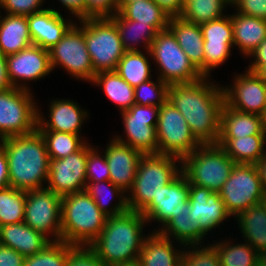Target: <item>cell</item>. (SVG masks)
<instances>
[{
    "mask_svg": "<svg viewBox=\"0 0 266 266\" xmlns=\"http://www.w3.org/2000/svg\"><path fill=\"white\" fill-rule=\"evenodd\" d=\"M203 77L193 83L172 84L168 101L184 116L192 134L201 144H216L220 135L222 86Z\"/></svg>",
    "mask_w": 266,
    "mask_h": 266,
    "instance_id": "obj_1",
    "label": "cell"
},
{
    "mask_svg": "<svg viewBox=\"0 0 266 266\" xmlns=\"http://www.w3.org/2000/svg\"><path fill=\"white\" fill-rule=\"evenodd\" d=\"M0 145L8 159L10 186L23 191L46 186L50 158L44 138L37 129L27 135L1 139Z\"/></svg>",
    "mask_w": 266,
    "mask_h": 266,
    "instance_id": "obj_2",
    "label": "cell"
},
{
    "mask_svg": "<svg viewBox=\"0 0 266 266\" xmlns=\"http://www.w3.org/2000/svg\"><path fill=\"white\" fill-rule=\"evenodd\" d=\"M147 223L141 212H126L107 218L100 235L89 245L107 266L138 261L148 234H143Z\"/></svg>",
    "mask_w": 266,
    "mask_h": 266,
    "instance_id": "obj_3",
    "label": "cell"
},
{
    "mask_svg": "<svg viewBox=\"0 0 266 266\" xmlns=\"http://www.w3.org/2000/svg\"><path fill=\"white\" fill-rule=\"evenodd\" d=\"M107 218L85 190L65 195L61 201V241L89 246Z\"/></svg>",
    "mask_w": 266,
    "mask_h": 266,
    "instance_id": "obj_4",
    "label": "cell"
},
{
    "mask_svg": "<svg viewBox=\"0 0 266 266\" xmlns=\"http://www.w3.org/2000/svg\"><path fill=\"white\" fill-rule=\"evenodd\" d=\"M180 172V158L159 153L143 154L133 185L126 194L128 210L141 212Z\"/></svg>",
    "mask_w": 266,
    "mask_h": 266,
    "instance_id": "obj_5",
    "label": "cell"
},
{
    "mask_svg": "<svg viewBox=\"0 0 266 266\" xmlns=\"http://www.w3.org/2000/svg\"><path fill=\"white\" fill-rule=\"evenodd\" d=\"M236 163L216 144H201L181 160L188 183L219 192Z\"/></svg>",
    "mask_w": 266,
    "mask_h": 266,
    "instance_id": "obj_6",
    "label": "cell"
},
{
    "mask_svg": "<svg viewBox=\"0 0 266 266\" xmlns=\"http://www.w3.org/2000/svg\"><path fill=\"white\" fill-rule=\"evenodd\" d=\"M150 53L153 63H156L159 70L157 77L168 85L193 83L203 78L178 45L175 35L169 28L157 32Z\"/></svg>",
    "mask_w": 266,
    "mask_h": 266,
    "instance_id": "obj_7",
    "label": "cell"
},
{
    "mask_svg": "<svg viewBox=\"0 0 266 266\" xmlns=\"http://www.w3.org/2000/svg\"><path fill=\"white\" fill-rule=\"evenodd\" d=\"M84 39L96 73L115 71L126 50L110 18L84 19Z\"/></svg>",
    "mask_w": 266,
    "mask_h": 266,
    "instance_id": "obj_8",
    "label": "cell"
},
{
    "mask_svg": "<svg viewBox=\"0 0 266 266\" xmlns=\"http://www.w3.org/2000/svg\"><path fill=\"white\" fill-rule=\"evenodd\" d=\"M31 90L11 87L0 91V140L37 129V101Z\"/></svg>",
    "mask_w": 266,
    "mask_h": 266,
    "instance_id": "obj_9",
    "label": "cell"
},
{
    "mask_svg": "<svg viewBox=\"0 0 266 266\" xmlns=\"http://www.w3.org/2000/svg\"><path fill=\"white\" fill-rule=\"evenodd\" d=\"M78 21L80 27L76 20L62 39L48 50L50 64L52 71L60 65L73 78L91 83L96 72L84 39V19Z\"/></svg>",
    "mask_w": 266,
    "mask_h": 266,
    "instance_id": "obj_10",
    "label": "cell"
},
{
    "mask_svg": "<svg viewBox=\"0 0 266 266\" xmlns=\"http://www.w3.org/2000/svg\"><path fill=\"white\" fill-rule=\"evenodd\" d=\"M219 195L233 218L249 207L260 204L264 190L256 164L236 163Z\"/></svg>",
    "mask_w": 266,
    "mask_h": 266,
    "instance_id": "obj_11",
    "label": "cell"
},
{
    "mask_svg": "<svg viewBox=\"0 0 266 266\" xmlns=\"http://www.w3.org/2000/svg\"><path fill=\"white\" fill-rule=\"evenodd\" d=\"M156 132L159 154L182 160L201 145L184 116L168 100L159 107Z\"/></svg>",
    "mask_w": 266,
    "mask_h": 266,
    "instance_id": "obj_12",
    "label": "cell"
},
{
    "mask_svg": "<svg viewBox=\"0 0 266 266\" xmlns=\"http://www.w3.org/2000/svg\"><path fill=\"white\" fill-rule=\"evenodd\" d=\"M61 201L46 187L26 191L24 223L51 242L61 241Z\"/></svg>",
    "mask_w": 266,
    "mask_h": 266,
    "instance_id": "obj_13",
    "label": "cell"
},
{
    "mask_svg": "<svg viewBox=\"0 0 266 266\" xmlns=\"http://www.w3.org/2000/svg\"><path fill=\"white\" fill-rule=\"evenodd\" d=\"M125 131L122 136L114 135V139L142 154H157L158 139L156 127L158 123L159 107L134 104L128 110L120 112Z\"/></svg>",
    "mask_w": 266,
    "mask_h": 266,
    "instance_id": "obj_14",
    "label": "cell"
},
{
    "mask_svg": "<svg viewBox=\"0 0 266 266\" xmlns=\"http://www.w3.org/2000/svg\"><path fill=\"white\" fill-rule=\"evenodd\" d=\"M88 141L76 152L62 159H49L46 188L61 197L86 188Z\"/></svg>",
    "mask_w": 266,
    "mask_h": 266,
    "instance_id": "obj_15",
    "label": "cell"
},
{
    "mask_svg": "<svg viewBox=\"0 0 266 266\" xmlns=\"http://www.w3.org/2000/svg\"><path fill=\"white\" fill-rule=\"evenodd\" d=\"M189 183L182 171L167 185L162 187L157 197L141 211L148 222H159V231L172 217L180 212H189Z\"/></svg>",
    "mask_w": 266,
    "mask_h": 266,
    "instance_id": "obj_16",
    "label": "cell"
},
{
    "mask_svg": "<svg viewBox=\"0 0 266 266\" xmlns=\"http://www.w3.org/2000/svg\"><path fill=\"white\" fill-rule=\"evenodd\" d=\"M235 75L230 86H223L224 103L233 109L264 116L266 106V84L254 73L244 71Z\"/></svg>",
    "mask_w": 266,
    "mask_h": 266,
    "instance_id": "obj_17",
    "label": "cell"
},
{
    "mask_svg": "<svg viewBox=\"0 0 266 266\" xmlns=\"http://www.w3.org/2000/svg\"><path fill=\"white\" fill-rule=\"evenodd\" d=\"M200 27L204 39L203 77H210L212 69L223 65L234 48L231 16L226 14Z\"/></svg>",
    "mask_w": 266,
    "mask_h": 266,
    "instance_id": "obj_18",
    "label": "cell"
},
{
    "mask_svg": "<svg viewBox=\"0 0 266 266\" xmlns=\"http://www.w3.org/2000/svg\"><path fill=\"white\" fill-rule=\"evenodd\" d=\"M6 61L11 85L19 89L30 90L29 81L43 79L52 72L49 51L33 44L6 56Z\"/></svg>",
    "mask_w": 266,
    "mask_h": 266,
    "instance_id": "obj_19",
    "label": "cell"
},
{
    "mask_svg": "<svg viewBox=\"0 0 266 266\" xmlns=\"http://www.w3.org/2000/svg\"><path fill=\"white\" fill-rule=\"evenodd\" d=\"M49 105V120L37 108V130L56 131L81 135L84 121L88 119V111L79 103L70 99H52ZM87 118V119H86Z\"/></svg>",
    "mask_w": 266,
    "mask_h": 266,
    "instance_id": "obj_20",
    "label": "cell"
},
{
    "mask_svg": "<svg viewBox=\"0 0 266 266\" xmlns=\"http://www.w3.org/2000/svg\"><path fill=\"white\" fill-rule=\"evenodd\" d=\"M190 213L194 219H198L201 228L207 233L212 232L224 221L232 216L228 212L225 203L220 198L219 192H212L209 188H203L189 183Z\"/></svg>",
    "mask_w": 266,
    "mask_h": 266,
    "instance_id": "obj_21",
    "label": "cell"
},
{
    "mask_svg": "<svg viewBox=\"0 0 266 266\" xmlns=\"http://www.w3.org/2000/svg\"><path fill=\"white\" fill-rule=\"evenodd\" d=\"M105 149L103 152L109 167L110 181L127 194L133 185L139 159L143 154L113 137Z\"/></svg>",
    "mask_w": 266,
    "mask_h": 266,
    "instance_id": "obj_22",
    "label": "cell"
},
{
    "mask_svg": "<svg viewBox=\"0 0 266 266\" xmlns=\"http://www.w3.org/2000/svg\"><path fill=\"white\" fill-rule=\"evenodd\" d=\"M27 20L32 44L45 50L57 44L75 23L74 20L64 19L62 13L54 8L31 14Z\"/></svg>",
    "mask_w": 266,
    "mask_h": 266,
    "instance_id": "obj_23",
    "label": "cell"
},
{
    "mask_svg": "<svg viewBox=\"0 0 266 266\" xmlns=\"http://www.w3.org/2000/svg\"><path fill=\"white\" fill-rule=\"evenodd\" d=\"M51 241L24 222L0 226V245L27 257L39 253Z\"/></svg>",
    "mask_w": 266,
    "mask_h": 266,
    "instance_id": "obj_24",
    "label": "cell"
},
{
    "mask_svg": "<svg viewBox=\"0 0 266 266\" xmlns=\"http://www.w3.org/2000/svg\"><path fill=\"white\" fill-rule=\"evenodd\" d=\"M251 135H266L264 117L230 108L224 103L221 110L219 138H240Z\"/></svg>",
    "mask_w": 266,
    "mask_h": 266,
    "instance_id": "obj_25",
    "label": "cell"
},
{
    "mask_svg": "<svg viewBox=\"0 0 266 266\" xmlns=\"http://www.w3.org/2000/svg\"><path fill=\"white\" fill-rule=\"evenodd\" d=\"M172 239L152 231L145 239L139 253L141 266H180L184 249H176Z\"/></svg>",
    "mask_w": 266,
    "mask_h": 266,
    "instance_id": "obj_26",
    "label": "cell"
},
{
    "mask_svg": "<svg viewBox=\"0 0 266 266\" xmlns=\"http://www.w3.org/2000/svg\"><path fill=\"white\" fill-rule=\"evenodd\" d=\"M168 28L175 35L178 45L188 56L189 61L203 75L204 39L200 25L177 16L170 17Z\"/></svg>",
    "mask_w": 266,
    "mask_h": 266,
    "instance_id": "obj_27",
    "label": "cell"
},
{
    "mask_svg": "<svg viewBox=\"0 0 266 266\" xmlns=\"http://www.w3.org/2000/svg\"><path fill=\"white\" fill-rule=\"evenodd\" d=\"M231 16L234 45L248 56L266 38V20L236 12Z\"/></svg>",
    "mask_w": 266,
    "mask_h": 266,
    "instance_id": "obj_28",
    "label": "cell"
},
{
    "mask_svg": "<svg viewBox=\"0 0 266 266\" xmlns=\"http://www.w3.org/2000/svg\"><path fill=\"white\" fill-rule=\"evenodd\" d=\"M0 10V52L4 56L18 53L32 45L27 16L4 17Z\"/></svg>",
    "mask_w": 266,
    "mask_h": 266,
    "instance_id": "obj_29",
    "label": "cell"
},
{
    "mask_svg": "<svg viewBox=\"0 0 266 266\" xmlns=\"http://www.w3.org/2000/svg\"><path fill=\"white\" fill-rule=\"evenodd\" d=\"M242 238L266 258V210L262 203L249 207L235 217Z\"/></svg>",
    "mask_w": 266,
    "mask_h": 266,
    "instance_id": "obj_30",
    "label": "cell"
},
{
    "mask_svg": "<svg viewBox=\"0 0 266 266\" xmlns=\"http://www.w3.org/2000/svg\"><path fill=\"white\" fill-rule=\"evenodd\" d=\"M190 212H180L172 217L159 233L177 242L181 249L187 245H201L208 235L200 226L198 219L189 216ZM180 243V244H179ZM183 247V248H182Z\"/></svg>",
    "mask_w": 266,
    "mask_h": 266,
    "instance_id": "obj_31",
    "label": "cell"
},
{
    "mask_svg": "<svg viewBox=\"0 0 266 266\" xmlns=\"http://www.w3.org/2000/svg\"><path fill=\"white\" fill-rule=\"evenodd\" d=\"M217 144L235 163L256 164L266 154V135L219 138Z\"/></svg>",
    "mask_w": 266,
    "mask_h": 266,
    "instance_id": "obj_32",
    "label": "cell"
},
{
    "mask_svg": "<svg viewBox=\"0 0 266 266\" xmlns=\"http://www.w3.org/2000/svg\"><path fill=\"white\" fill-rule=\"evenodd\" d=\"M110 19L115 23L126 51H140L138 48L141 45L142 48L144 47L146 49L144 51L150 50L157 32L149 24L125 19L119 12L114 14Z\"/></svg>",
    "mask_w": 266,
    "mask_h": 266,
    "instance_id": "obj_33",
    "label": "cell"
},
{
    "mask_svg": "<svg viewBox=\"0 0 266 266\" xmlns=\"http://www.w3.org/2000/svg\"><path fill=\"white\" fill-rule=\"evenodd\" d=\"M92 84L100 86L106 97L115 103L120 112L135 104L134 87L126 82L116 71H101L95 74Z\"/></svg>",
    "mask_w": 266,
    "mask_h": 266,
    "instance_id": "obj_34",
    "label": "cell"
},
{
    "mask_svg": "<svg viewBox=\"0 0 266 266\" xmlns=\"http://www.w3.org/2000/svg\"><path fill=\"white\" fill-rule=\"evenodd\" d=\"M125 19L149 24L156 32L168 28L170 16L154 0H138L118 11Z\"/></svg>",
    "mask_w": 266,
    "mask_h": 266,
    "instance_id": "obj_35",
    "label": "cell"
},
{
    "mask_svg": "<svg viewBox=\"0 0 266 266\" xmlns=\"http://www.w3.org/2000/svg\"><path fill=\"white\" fill-rule=\"evenodd\" d=\"M85 191L94 200L98 208L108 217L120 215L128 210L126 193L110 180L97 183H86ZM114 197H116L115 202L117 203L112 206L109 202H112L111 200L112 198L114 199Z\"/></svg>",
    "mask_w": 266,
    "mask_h": 266,
    "instance_id": "obj_36",
    "label": "cell"
},
{
    "mask_svg": "<svg viewBox=\"0 0 266 266\" xmlns=\"http://www.w3.org/2000/svg\"><path fill=\"white\" fill-rule=\"evenodd\" d=\"M146 53L144 51H126L117 64L115 71L134 88L152 79L150 50H147Z\"/></svg>",
    "mask_w": 266,
    "mask_h": 266,
    "instance_id": "obj_37",
    "label": "cell"
},
{
    "mask_svg": "<svg viewBox=\"0 0 266 266\" xmlns=\"http://www.w3.org/2000/svg\"><path fill=\"white\" fill-rule=\"evenodd\" d=\"M215 242L211 244L218 253L221 266H254L263 259L246 241L243 244H232V240Z\"/></svg>",
    "mask_w": 266,
    "mask_h": 266,
    "instance_id": "obj_38",
    "label": "cell"
},
{
    "mask_svg": "<svg viewBox=\"0 0 266 266\" xmlns=\"http://www.w3.org/2000/svg\"><path fill=\"white\" fill-rule=\"evenodd\" d=\"M231 0H184L180 17L188 22L202 25L226 15L225 8Z\"/></svg>",
    "mask_w": 266,
    "mask_h": 266,
    "instance_id": "obj_39",
    "label": "cell"
},
{
    "mask_svg": "<svg viewBox=\"0 0 266 266\" xmlns=\"http://www.w3.org/2000/svg\"><path fill=\"white\" fill-rule=\"evenodd\" d=\"M44 138L49 158L62 159L78 151L85 143V137L78 134L39 131Z\"/></svg>",
    "mask_w": 266,
    "mask_h": 266,
    "instance_id": "obj_40",
    "label": "cell"
},
{
    "mask_svg": "<svg viewBox=\"0 0 266 266\" xmlns=\"http://www.w3.org/2000/svg\"><path fill=\"white\" fill-rule=\"evenodd\" d=\"M26 191L12 186L0 189V226L24 222Z\"/></svg>",
    "mask_w": 266,
    "mask_h": 266,
    "instance_id": "obj_41",
    "label": "cell"
},
{
    "mask_svg": "<svg viewBox=\"0 0 266 266\" xmlns=\"http://www.w3.org/2000/svg\"><path fill=\"white\" fill-rule=\"evenodd\" d=\"M73 246L64 241L51 242L39 253L27 256L24 266H66L69 250Z\"/></svg>",
    "mask_w": 266,
    "mask_h": 266,
    "instance_id": "obj_42",
    "label": "cell"
},
{
    "mask_svg": "<svg viewBox=\"0 0 266 266\" xmlns=\"http://www.w3.org/2000/svg\"><path fill=\"white\" fill-rule=\"evenodd\" d=\"M169 85L157 77L150 79L134 88L135 104L160 107L168 99Z\"/></svg>",
    "mask_w": 266,
    "mask_h": 266,
    "instance_id": "obj_43",
    "label": "cell"
},
{
    "mask_svg": "<svg viewBox=\"0 0 266 266\" xmlns=\"http://www.w3.org/2000/svg\"><path fill=\"white\" fill-rule=\"evenodd\" d=\"M180 266H221L218 253L211 244L184 246Z\"/></svg>",
    "mask_w": 266,
    "mask_h": 266,
    "instance_id": "obj_44",
    "label": "cell"
},
{
    "mask_svg": "<svg viewBox=\"0 0 266 266\" xmlns=\"http://www.w3.org/2000/svg\"><path fill=\"white\" fill-rule=\"evenodd\" d=\"M101 152L98 146L88 143V156L86 163V180L87 183H97L110 180L109 167L105 154Z\"/></svg>",
    "mask_w": 266,
    "mask_h": 266,
    "instance_id": "obj_45",
    "label": "cell"
},
{
    "mask_svg": "<svg viewBox=\"0 0 266 266\" xmlns=\"http://www.w3.org/2000/svg\"><path fill=\"white\" fill-rule=\"evenodd\" d=\"M43 3L44 0H0V9L9 15L29 16L47 9Z\"/></svg>",
    "mask_w": 266,
    "mask_h": 266,
    "instance_id": "obj_46",
    "label": "cell"
},
{
    "mask_svg": "<svg viewBox=\"0 0 266 266\" xmlns=\"http://www.w3.org/2000/svg\"><path fill=\"white\" fill-rule=\"evenodd\" d=\"M66 266H107L90 246L74 245L68 253Z\"/></svg>",
    "mask_w": 266,
    "mask_h": 266,
    "instance_id": "obj_47",
    "label": "cell"
},
{
    "mask_svg": "<svg viewBox=\"0 0 266 266\" xmlns=\"http://www.w3.org/2000/svg\"><path fill=\"white\" fill-rule=\"evenodd\" d=\"M117 12L116 0H85V19L111 18Z\"/></svg>",
    "mask_w": 266,
    "mask_h": 266,
    "instance_id": "obj_48",
    "label": "cell"
},
{
    "mask_svg": "<svg viewBox=\"0 0 266 266\" xmlns=\"http://www.w3.org/2000/svg\"><path fill=\"white\" fill-rule=\"evenodd\" d=\"M236 12L266 20V0H231Z\"/></svg>",
    "mask_w": 266,
    "mask_h": 266,
    "instance_id": "obj_49",
    "label": "cell"
},
{
    "mask_svg": "<svg viewBox=\"0 0 266 266\" xmlns=\"http://www.w3.org/2000/svg\"><path fill=\"white\" fill-rule=\"evenodd\" d=\"M25 258L14 249L0 245V266H24Z\"/></svg>",
    "mask_w": 266,
    "mask_h": 266,
    "instance_id": "obj_50",
    "label": "cell"
},
{
    "mask_svg": "<svg viewBox=\"0 0 266 266\" xmlns=\"http://www.w3.org/2000/svg\"><path fill=\"white\" fill-rule=\"evenodd\" d=\"M248 57L253 58V61L246 68L248 71L255 73L261 66L266 65V38Z\"/></svg>",
    "mask_w": 266,
    "mask_h": 266,
    "instance_id": "obj_51",
    "label": "cell"
},
{
    "mask_svg": "<svg viewBox=\"0 0 266 266\" xmlns=\"http://www.w3.org/2000/svg\"><path fill=\"white\" fill-rule=\"evenodd\" d=\"M66 9H68L69 15L76 17L75 19H85V0H59Z\"/></svg>",
    "mask_w": 266,
    "mask_h": 266,
    "instance_id": "obj_52",
    "label": "cell"
},
{
    "mask_svg": "<svg viewBox=\"0 0 266 266\" xmlns=\"http://www.w3.org/2000/svg\"><path fill=\"white\" fill-rule=\"evenodd\" d=\"M170 17L180 16L184 0H154Z\"/></svg>",
    "mask_w": 266,
    "mask_h": 266,
    "instance_id": "obj_53",
    "label": "cell"
},
{
    "mask_svg": "<svg viewBox=\"0 0 266 266\" xmlns=\"http://www.w3.org/2000/svg\"><path fill=\"white\" fill-rule=\"evenodd\" d=\"M10 186L8 159L4 148L0 145V189Z\"/></svg>",
    "mask_w": 266,
    "mask_h": 266,
    "instance_id": "obj_54",
    "label": "cell"
},
{
    "mask_svg": "<svg viewBox=\"0 0 266 266\" xmlns=\"http://www.w3.org/2000/svg\"><path fill=\"white\" fill-rule=\"evenodd\" d=\"M13 87L8 77L6 56L0 52V91Z\"/></svg>",
    "mask_w": 266,
    "mask_h": 266,
    "instance_id": "obj_55",
    "label": "cell"
},
{
    "mask_svg": "<svg viewBox=\"0 0 266 266\" xmlns=\"http://www.w3.org/2000/svg\"><path fill=\"white\" fill-rule=\"evenodd\" d=\"M258 169L261 184L264 192H266V154L256 163Z\"/></svg>",
    "mask_w": 266,
    "mask_h": 266,
    "instance_id": "obj_56",
    "label": "cell"
},
{
    "mask_svg": "<svg viewBox=\"0 0 266 266\" xmlns=\"http://www.w3.org/2000/svg\"><path fill=\"white\" fill-rule=\"evenodd\" d=\"M255 74L266 84V65L261 66Z\"/></svg>",
    "mask_w": 266,
    "mask_h": 266,
    "instance_id": "obj_57",
    "label": "cell"
},
{
    "mask_svg": "<svg viewBox=\"0 0 266 266\" xmlns=\"http://www.w3.org/2000/svg\"><path fill=\"white\" fill-rule=\"evenodd\" d=\"M138 0H116L117 10L119 11L125 4Z\"/></svg>",
    "mask_w": 266,
    "mask_h": 266,
    "instance_id": "obj_58",
    "label": "cell"
},
{
    "mask_svg": "<svg viewBox=\"0 0 266 266\" xmlns=\"http://www.w3.org/2000/svg\"><path fill=\"white\" fill-rule=\"evenodd\" d=\"M115 266H141V265L138 261H136V262H132V263H128V264H119V265H115Z\"/></svg>",
    "mask_w": 266,
    "mask_h": 266,
    "instance_id": "obj_59",
    "label": "cell"
},
{
    "mask_svg": "<svg viewBox=\"0 0 266 266\" xmlns=\"http://www.w3.org/2000/svg\"><path fill=\"white\" fill-rule=\"evenodd\" d=\"M261 203L263 204V206L265 207V210H266V192H264V197H263Z\"/></svg>",
    "mask_w": 266,
    "mask_h": 266,
    "instance_id": "obj_60",
    "label": "cell"
},
{
    "mask_svg": "<svg viewBox=\"0 0 266 266\" xmlns=\"http://www.w3.org/2000/svg\"><path fill=\"white\" fill-rule=\"evenodd\" d=\"M264 119H265V122H266V106H265V113H264Z\"/></svg>",
    "mask_w": 266,
    "mask_h": 266,
    "instance_id": "obj_61",
    "label": "cell"
}]
</instances>
